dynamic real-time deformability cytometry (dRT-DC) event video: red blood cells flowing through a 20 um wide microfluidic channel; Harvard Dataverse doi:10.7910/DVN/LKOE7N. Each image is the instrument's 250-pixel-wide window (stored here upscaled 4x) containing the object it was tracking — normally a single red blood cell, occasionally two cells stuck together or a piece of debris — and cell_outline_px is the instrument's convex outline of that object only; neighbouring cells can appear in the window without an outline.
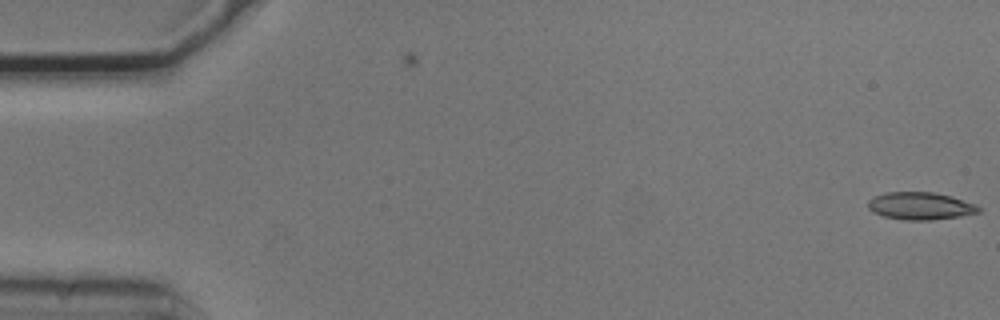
{"species": "common noctule bat (a hibernating species)", "species_latin": "Nyctalus noctula", "temperature_condition": "cold", "stored_images_in_passage": 3, "camera_frame_rate_fps": 3000, "um_per_image_px": 0.085, "animal": {"sex": "male", "body_mass_g": 20.5, "forearm_length_mm": 52.5}, "frame": {"image": 1, "passage_image": 3, "time_ms": 0.667, "image_size_px": [1000, 320], "cell_outline_px": [[980, 212], [960, 216], [932, 220], [904, 220], [884, 216], [872, 212], [868, 208], [868, 200], [884, 192], [932, 192], [952, 196], [976, 204], [980, 208]], "centroid_in_image_um": [78.23, 17.5], "position_along_channel_um": 6.8, "area_um2": 17.74}}